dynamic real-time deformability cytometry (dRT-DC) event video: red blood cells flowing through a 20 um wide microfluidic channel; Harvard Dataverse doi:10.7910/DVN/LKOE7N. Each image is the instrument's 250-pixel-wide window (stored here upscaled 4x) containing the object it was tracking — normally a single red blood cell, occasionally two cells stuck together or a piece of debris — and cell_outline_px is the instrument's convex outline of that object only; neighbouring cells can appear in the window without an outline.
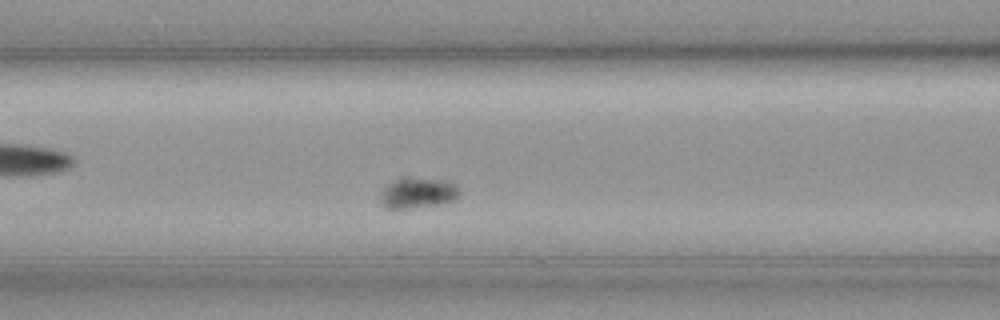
{"species": "common noctule bat (a hibernating species)", "species_latin": "Nyctalus noctula", "temperature_condition": "cold", "stored_images_in_passage": 48, "camera_frame_rate_fps": 3000, "um_per_image_px": 0.085, "animal": {"sex": "female", "body_mass_g": 19.3, "forearm_length_mm": 54.1}, "frame": {"image": 1, "passage_image": 12, "time_ms": 3.667, "image_size_px": [1000, 320], "cell_outline_px": [[460, 192], [456, 200], [448, 204], [408, 208], [384, 208], [380, 204], [380, 192], [388, 184], [400, 176], [408, 176], [448, 180], [456, 184], [460, 188]], "centroid_in_image_um": [35.55, 16.38], "position_along_channel_um": 131.1, "area_um2": 14.91}}
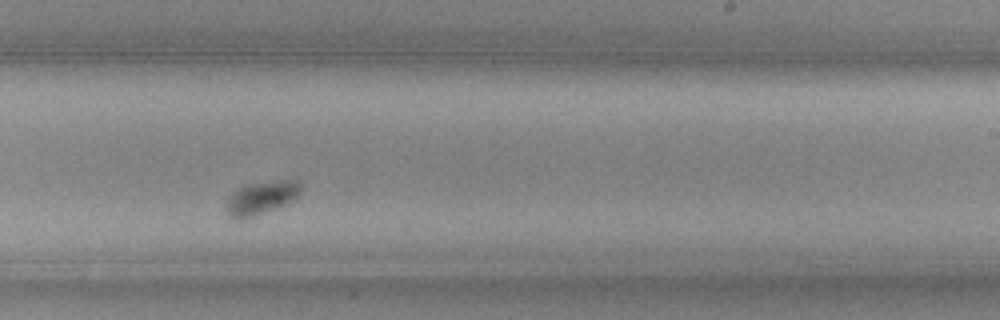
{"frame": {"image": 2, "passage_image": 24, "time_ms": 7.667, "image_size_px": [1000, 320], "cell_outline_px": [[300, 192], [292, 200], [276, 208], [240, 220], [232, 216], [224, 208], [224, 204], [228, 196], [244, 184], [280, 180], [296, 180], [300, 184]], "centroid_in_image_um": [22.15, 16.8], "position_along_channel_um": 266.8, "area_um2": 14.28}}
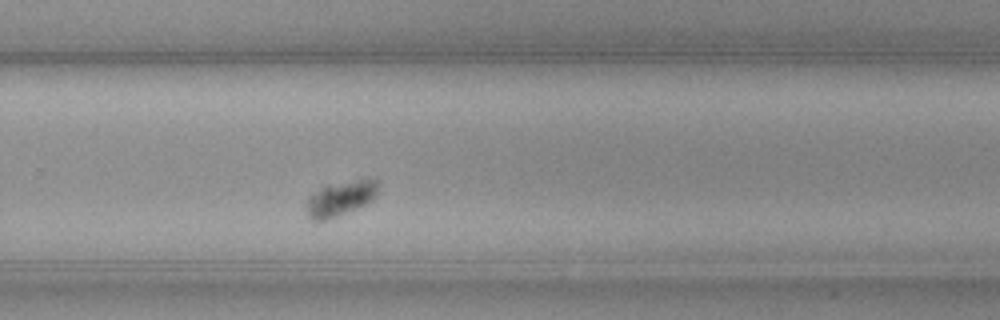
{"frame": {"image": 3, "passage_image": 27, "time_ms": 8.667, "image_size_px": [1000, 320], "cell_outline_px": [[376, 196], [372, 200], [356, 208], [336, 216], [324, 220], [312, 220], [304, 212], [304, 204], [308, 196], [324, 184], [356, 180], [376, 180]], "centroid_in_image_um": [28.81, 16.87], "position_along_channel_um": 301.0, "area_um2": 14.57}}